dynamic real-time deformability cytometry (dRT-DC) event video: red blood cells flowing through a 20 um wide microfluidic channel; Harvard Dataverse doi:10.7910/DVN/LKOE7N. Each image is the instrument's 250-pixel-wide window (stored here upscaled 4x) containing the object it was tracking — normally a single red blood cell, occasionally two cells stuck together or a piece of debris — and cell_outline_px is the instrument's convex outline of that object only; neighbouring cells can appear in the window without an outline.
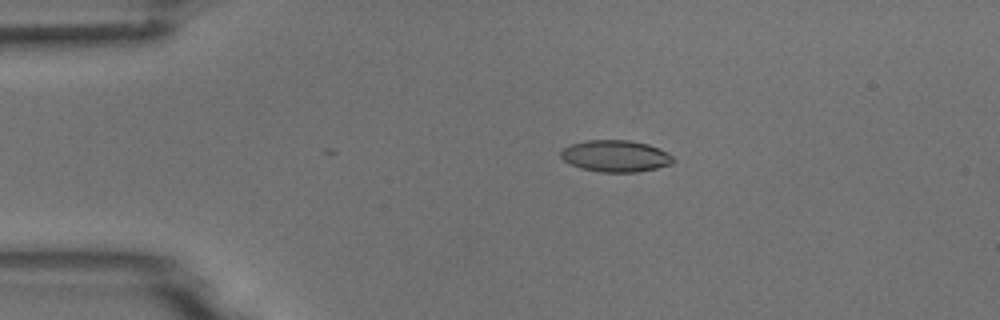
{"species": "common noctule bat (a hibernating species)", "species_latin": "Nyctalus noctula", "temperature_condition": "room temperature", "stored_images_in_passage": 6, "camera_frame_rate_fps": 3000, "um_per_image_px": 0.085, "animal": {"sex": "male", "body_mass_g": 18.8}, "frame": {"image": 1, "passage_image": 3, "time_ms": 2.333, "image_size_px": [1000, 320], "cell_outline_px": [[676, 160], [672, 164], [656, 168], [636, 172], [600, 172], [580, 168], [564, 160], [560, 156], [560, 152], [564, 148], [572, 144], [584, 140], [628, 140], [648, 144], [672, 156]], "centroid_in_image_um": [52.31, 13.26], "position_along_channel_um": 32.7, "area_um2": 20.58}}
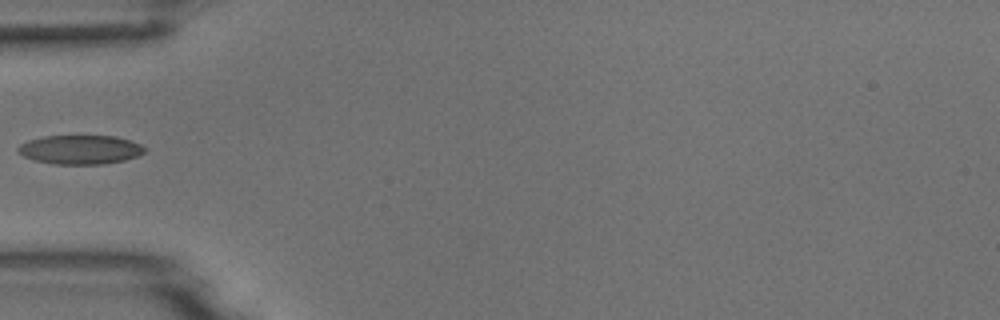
{"frame": {"image": 2, "passage_image": 5, "time_ms": 4.667, "image_size_px": [1000, 320], "cell_outline_px": [[148, 148], [144, 152], [136, 156], [124, 160], [104, 164], [56, 164], [36, 160], [24, 156], [16, 152], [16, 148], [20, 144], [28, 140], [44, 136], [116, 136], [140, 144]], "centroid_in_image_um": [6.81, 12.71], "position_along_channel_um": 78.2, "area_um2": 21.39}}